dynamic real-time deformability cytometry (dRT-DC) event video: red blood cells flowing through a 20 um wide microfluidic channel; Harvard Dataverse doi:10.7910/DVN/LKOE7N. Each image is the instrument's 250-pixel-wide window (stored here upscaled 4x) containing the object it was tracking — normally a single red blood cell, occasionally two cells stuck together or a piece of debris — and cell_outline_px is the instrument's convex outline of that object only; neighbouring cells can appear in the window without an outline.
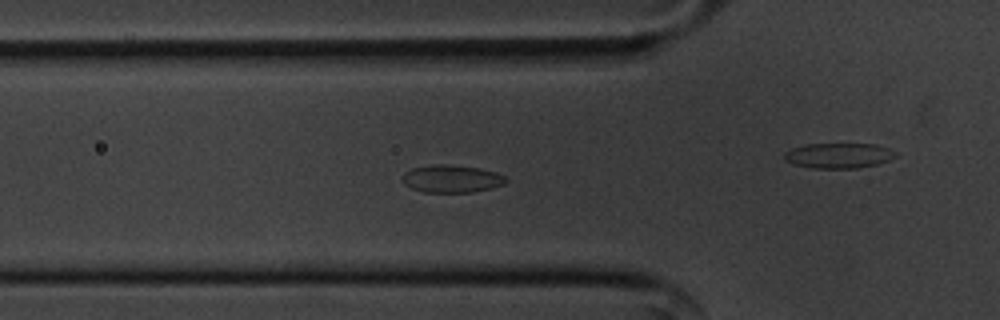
{"species": "common noctule bat (a hibernating species)", "species_latin": "Nyctalus noctula", "temperature_condition": "cold", "stored_images_in_passage": 34, "camera_frame_rate_fps": 3000, "um_per_image_px": 0.085, "animal": {"sex": "male", "body_mass_g": 20.1, "forearm_length_mm": 53.5}, "frame": {"image": 1, "passage_image": 2, "time_ms": 0.333, "image_size_px": [1000, 320], "cell_outline_px": [[508, 180], [504, 184], [492, 188], [472, 192], [424, 192], [412, 188], [404, 184], [400, 176], [404, 172], [412, 168], [436, 164], [448, 164], [480, 168], [496, 172], [504, 176]], "centroid_in_image_um": [38.37, 15.19], "position_along_channel_um": 87.4, "area_um2": 16.76}}
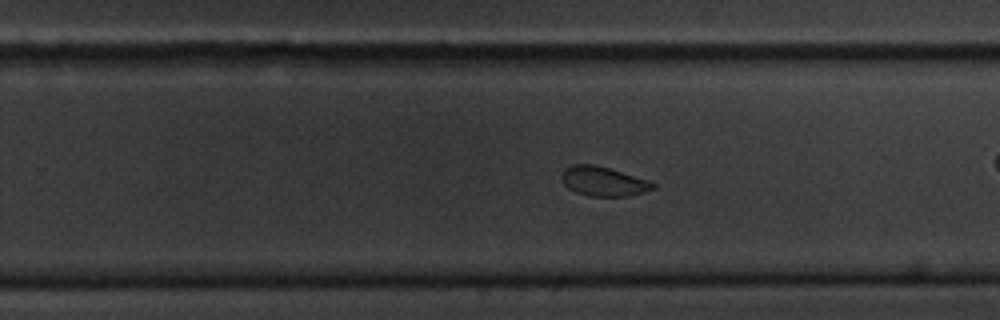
{"frame": {"image": 2, "passage_image": 18, "time_ms": 5.667, "image_size_px": [1000, 320], "cell_outline_px": [[656, 188], [644, 192], [628, 196], [588, 196], [576, 192], [568, 188], [564, 184], [560, 176], [564, 168], [572, 164], [592, 164], [608, 168], [656, 184]], "centroid_in_image_um": [51.22, 15.42], "position_along_channel_um": 278.6, "area_um2": 15.43}}
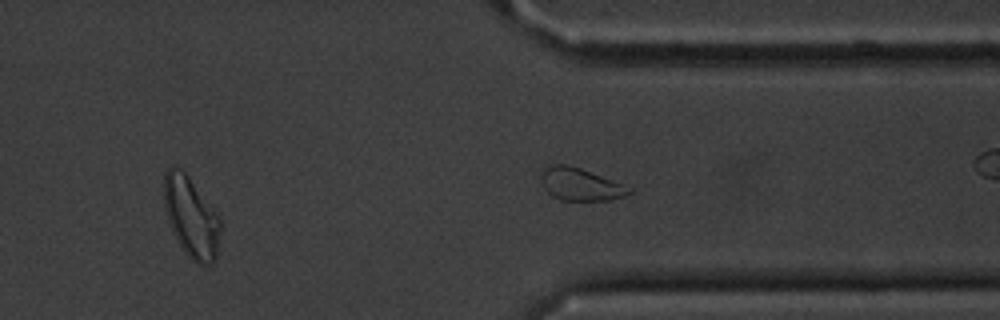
{"frame": {"image": 3, "passage_image": 25, "time_ms": 8.0, "image_size_px": [1000, 320], "cell_outline_px": [[220, 232], [216, 260], [208, 264], [200, 264], [192, 260], [184, 252], [172, 232], [164, 208], [164, 172], [168, 168], [180, 168], [188, 176], [220, 216]], "centroid_in_image_um": [16.25, 18.47], "position_along_channel_um": 395.2, "area_um2": 26.41}}